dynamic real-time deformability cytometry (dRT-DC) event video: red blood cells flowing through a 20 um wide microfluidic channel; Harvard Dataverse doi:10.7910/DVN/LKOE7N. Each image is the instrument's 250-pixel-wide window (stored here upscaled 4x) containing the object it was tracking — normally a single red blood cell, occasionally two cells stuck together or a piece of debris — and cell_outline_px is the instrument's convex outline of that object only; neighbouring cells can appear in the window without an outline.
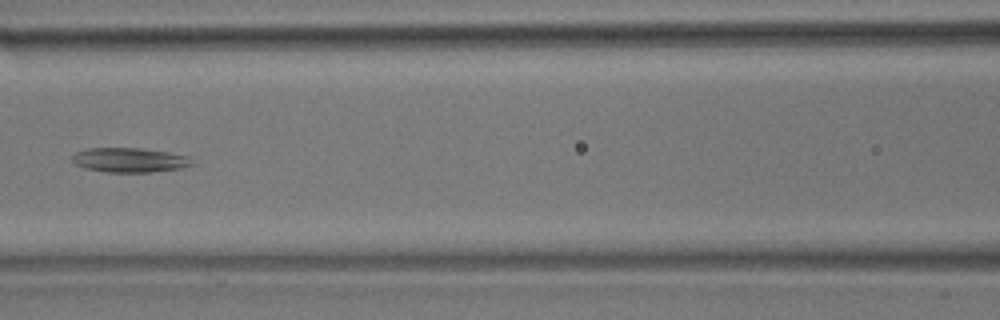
{"species": "common noctule bat (a hibernating species)", "species_latin": "Nyctalus noctula", "temperature_condition": "room temperature", "stored_images_in_passage": 3, "camera_frame_rate_fps": 3000, "um_per_image_px": 0.085, "animal": {"sex": "male", "body_mass_g": 17.9}, "frame": {"image": 1, "passage_image": 3, "time_ms": 2.333, "image_size_px": [1000, 320], "cell_outline_px": [[196, 160], [192, 164], [184, 168], [152, 172], [104, 172], [84, 168], [76, 164], [72, 160], [72, 156], [76, 152], [88, 148], [140, 148], [168, 152], [188, 156]], "centroid_in_image_um": [11.05, 13.61], "position_along_channel_um": 155.5, "area_um2": 17.28}}